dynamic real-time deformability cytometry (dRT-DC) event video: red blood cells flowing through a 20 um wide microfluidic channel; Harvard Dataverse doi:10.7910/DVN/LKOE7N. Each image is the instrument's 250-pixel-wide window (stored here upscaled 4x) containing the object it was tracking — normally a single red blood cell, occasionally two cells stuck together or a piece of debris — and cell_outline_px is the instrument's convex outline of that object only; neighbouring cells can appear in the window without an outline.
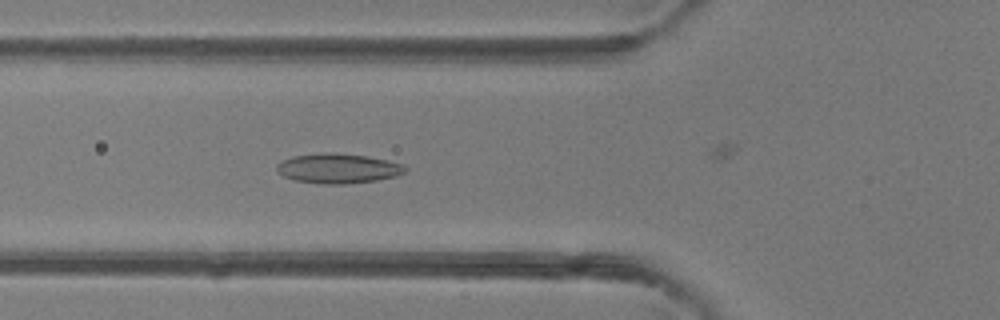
{"species": "common noctule bat (a hibernating species)", "species_latin": "Nyctalus noctula", "temperature_condition": "room temperature", "stored_images_in_passage": 48, "camera_frame_rate_fps": 3000, "um_per_image_px": 0.085, "animal": {"sex": "female"}, "frame": {"image": 1, "passage_image": 17, "time_ms": 5.333, "image_size_px": [1000, 320], "cell_outline_px": [[408, 172], [396, 176], [376, 180], [344, 184], [324, 184], [296, 180], [284, 176], [276, 172], [276, 164], [292, 156], [320, 152], [332, 152], [368, 156], [404, 164], [408, 168]], "centroid_in_image_um": [28.75, 14.3], "position_along_channel_um": 97.0, "area_um2": 22.48}}
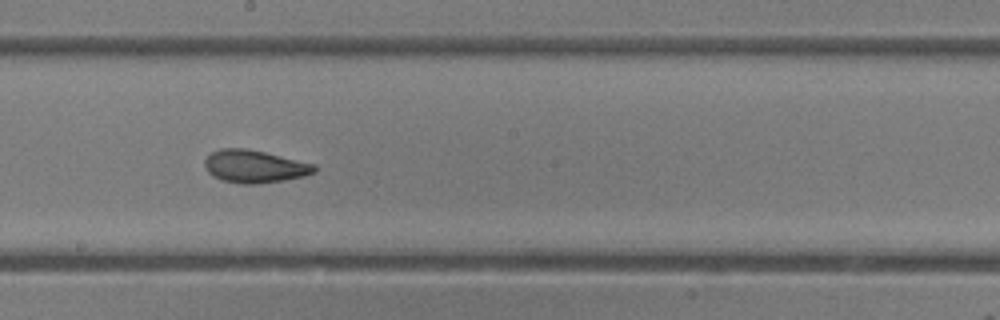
{"frame": {"image": 2, "passage_image": 26, "time_ms": 8.333, "image_size_px": [1000, 320], "cell_outline_px": [[316, 172], [304, 176], [284, 180], [260, 184], [240, 184], [220, 180], [212, 176], [204, 168], [204, 160], [212, 152], [220, 148], [244, 148], [264, 152], [316, 164]], "centroid_in_image_um": [21.62, 14.16], "position_along_channel_um": 226.6, "area_um2": 21.1}}
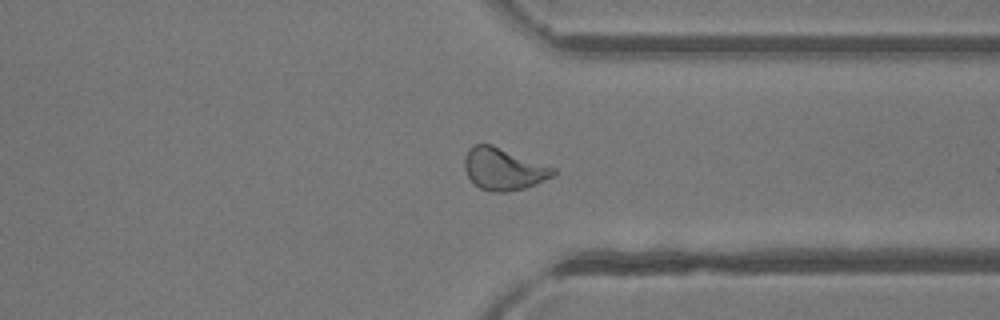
{"frame": {"image": 3, "passage_image": 36, "time_ms": 11.667, "image_size_px": [1000, 320], "cell_outline_px": [[556, 172], [552, 176], [536, 184], [524, 188], [508, 192], [492, 192], [480, 188], [468, 176], [464, 168], [464, 160], [468, 148], [472, 144], [492, 144], [556, 168]], "centroid_in_image_um": [42.79, 14.35], "position_along_channel_um": 368.6, "area_um2": 21.73}}